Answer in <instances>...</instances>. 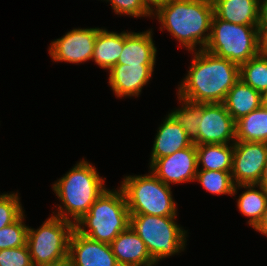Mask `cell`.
<instances>
[{"label": "cell", "instance_id": "cell-23", "mask_svg": "<svg viewBox=\"0 0 267 266\" xmlns=\"http://www.w3.org/2000/svg\"><path fill=\"white\" fill-rule=\"evenodd\" d=\"M236 141L267 143V108H259L236 121Z\"/></svg>", "mask_w": 267, "mask_h": 266}, {"label": "cell", "instance_id": "cell-30", "mask_svg": "<svg viewBox=\"0 0 267 266\" xmlns=\"http://www.w3.org/2000/svg\"><path fill=\"white\" fill-rule=\"evenodd\" d=\"M0 266H32L27 244L21 247L0 250Z\"/></svg>", "mask_w": 267, "mask_h": 266}, {"label": "cell", "instance_id": "cell-26", "mask_svg": "<svg viewBox=\"0 0 267 266\" xmlns=\"http://www.w3.org/2000/svg\"><path fill=\"white\" fill-rule=\"evenodd\" d=\"M182 103L181 107L171 110L169 113L173 119L183 127L188 137L194 142L198 138L199 130V104L190 103L182 99H177Z\"/></svg>", "mask_w": 267, "mask_h": 266}, {"label": "cell", "instance_id": "cell-37", "mask_svg": "<svg viewBox=\"0 0 267 266\" xmlns=\"http://www.w3.org/2000/svg\"><path fill=\"white\" fill-rule=\"evenodd\" d=\"M263 105L267 108V92L263 94Z\"/></svg>", "mask_w": 267, "mask_h": 266}, {"label": "cell", "instance_id": "cell-10", "mask_svg": "<svg viewBox=\"0 0 267 266\" xmlns=\"http://www.w3.org/2000/svg\"><path fill=\"white\" fill-rule=\"evenodd\" d=\"M100 28H74L51 42L48 52L54 62L81 64L92 59Z\"/></svg>", "mask_w": 267, "mask_h": 266}, {"label": "cell", "instance_id": "cell-6", "mask_svg": "<svg viewBox=\"0 0 267 266\" xmlns=\"http://www.w3.org/2000/svg\"><path fill=\"white\" fill-rule=\"evenodd\" d=\"M120 188L130 215L177 216V203L171 186L164 184L151 171L145 175L125 176Z\"/></svg>", "mask_w": 267, "mask_h": 266}, {"label": "cell", "instance_id": "cell-12", "mask_svg": "<svg viewBox=\"0 0 267 266\" xmlns=\"http://www.w3.org/2000/svg\"><path fill=\"white\" fill-rule=\"evenodd\" d=\"M149 167L166 185L194 182L198 170L196 145L193 143L172 155L156 159Z\"/></svg>", "mask_w": 267, "mask_h": 266}, {"label": "cell", "instance_id": "cell-19", "mask_svg": "<svg viewBox=\"0 0 267 266\" xmlns=\"http://www.w3.org/2000/svg\"><path fill=\"white\" fill-rule=\"evenodd\" d=\"M223 104L231 117L237 121L263 104V95L239 79L227 92Z\"/></svg>", "mask_w": 267, "mask_h": 266}, {"label": "cell", "instance_id": "cell-22", "mask_svg": "<svg viewBox=\"0 0 267 266\" xmlns=\"http://www.w3.org/2000/svg\"><path fill=\"white\" fill-rule=\"evenodd\" d=\"M198 170L231 172L233 163V144L196 145ZM200 164L202 168H200ZM200 168V169H199Z\"/></svg>", "mask_w": 267, "mask_h": 266}, {"label": "cell", "instance_id": "cell-33", "mask_svg": "<svg viewBox=\"0 0 267 266\" xmlns=\"http://www.w3.org/2000/svg\"><path fill=\"white\" fill-rule=\"evenodd\" d=\"M169 0H142L146 8L153 14L160 6L166 4Z\"/></svg>", "mask_w": 267, "mask_h": 266}, {"label": "cell", "instance_id": "cell-14", "mask_svg": "<svg viewBox=\"0 0 267 266\" xmlns=\"http://www.w3.org/2000/svg\"><path fill=\"white\" fill-rule=\"evenodd\" d=\"M155 65L116 64L108 73V83L117 98L139 97L153 76Z\"/></svg>", "mask_w": 267, "mask_h": 266}, {"label": "cell", "instance_id": "cell-35", "mask_svg": "<svg viewBox=\"0 0 267 266\" xmlns=\"http://www.w3.org/2000/svg\"><path fill=\"white\" fill-rule=\"evenodd\" d=\"M258 184L267 191V161Z\"/></svg>", "mask_w": 267, "mask_h": 266}, {"label": "cell", "instance_id": "cell-28", "mask_svg": "<svg viewBox=\"0 0 267 266\" xmlns=\"http://www.w3.org/2000/svg\"><path fill=\"white\" fill-rule=\"evenodd\" d=\"M18 192L0 194V229L18 220L25 212Z\"/></svg>", "mask_w": 267, "mask_h": 266}, {"label": "cell", "instance_id": "cell-17", "mask_svg": "<svg viewBox=\"0 0 267 266\" xmlns=\"http://www.w3.org/2000/svg\"><path fill=\"white\" fill-rule=\"evenodd\" d=\"M124 31V48L117 64L123 65H155L157 47L153 41V33Z\"/></svg>", "mask_w": 267, "mask_h": 266}, {"label": "cell", "instance_id": "cell-18", "mask_svg": "<svg viewBox=\"0 0 267 266\" xmlns=\"http://www.w3.org/2000/svg\"><path fill=\"white\" fill-rule=\"evenodd\" d=\"M214 15L237 25H258L259 0H212Z\"/></svg>", "mask_w": 267, "mask_h": 266}, {"label": "cell", "instance_id": "cell-2", "mask_svg": "<svg viewBox=\"0 0 267 266\" xmlns=\"http://www.w3.org/2000/svg\"><path fill=\"white\" fill-rule=\"evenodd\" d=\"M213 15L212 0H169L152 17L161 24V31L167 30L181 47L193 52L207 45Z\"/></svg>", "mask_w": 267, "mask_h": 266}, {"label": "cell", "instance_id": "cell-3", "mask_svg": "<svg viewBox=\"0 0 267 266\" xmlns=\"http://www.w3.org/2000/svg\"><path fill=\"white\" fill-rule=\"evenodd\" d=\"M104 183L105 178L99 175L91 163L85 159L80 160L52 184V190L62 204L58 205V212L54 211L52 215L75 224L106 191Z\"/></svg>", "mask_w": 267, "mask_h": 266}, {"label": "cell", "instance_id": "cell-1", "mask_svg": "<svg viewBox=\"0 0 267 266\" xmlns=\"http://www.w3.org/2000/svg\"><path fill=\"white\" fill-rule=\"evenodd\" d=\"M191 53L194 57L178 85L177 98L194 104L223 103L227 92L240 79L239 65L205 49Z\"/></svg>", "mask_w": 267, "mask_h": 266}, {"label": "cell", "instance_id": "cell-15", "mask_svg": "<svg viewBox=\"0 0 267 266\" xmlns=\"http://www.w3.org/2000/svg\"><path fill=\"white\" fill-rule=\"evenodd\" d=\"M112 252L119 266H155L145 243L131 229L121 232L111 243Z\"/></svg>", "mask_w": 267, "mask_h": 266}, {"label": "cell", "instance_id": "cell-20", "mask_svg": "<svg viewBox=\"0 0 267 266\" xmlns=\"http://www.w3.org/2000/svg\"><path fill=\"white\" fill-rule=\"evenodd\" d=\"M124 48V31L110 32L101 28L95 40L92 61L108 72L117 64Z\"/></svg>", "mask_w": 267, "mask_h": 266}, {"label": "cell", "instance_id": "cell-27", "mask_svg": "<svg viewBox=\"0 0 267 266\" xmlns=\"http://www.w3.org/2000/svg\"><path fill=\"white\" fill-rule=\"evenodd\" d=\"M25 214L12 224L0 229V250L16 248L26 245L28 227Z\"/></svg>", "mask_w": 267, "mask_h": 266}, {"label": "cell", "instance_id": "cell-34", "mask_svg": "<svg viewBox=\"0 0 267 266\" xmlns=\"http://www.w3.org/2000/svg\"><path fill=\"white\" fill-rule=\"evenodd\" d=\"M254 230L257 232H260L261 234L265 235L267 237V206L264 211L263 217L261 221L257 224V226L254 228Z\"/></svg>", "mask_w": 267, "mask_h": 266}, {"label": "cell", "instance_id": "cell-9", "mask_svg": "<svg viewBox=\"0 0 267 266\" xmlns=\"http://www.w3.org/2000/svg\"><path fill=\"white\" fill-rule=\"evenodd\" d=\"M235 142L236 121L227 112L224 104L200 103L198 138L193 143L202 145Z\"/></svg>", "mask_w": 267, "mask_h": 266}, {"label": "cell", "instance_id": "cell-8", "mask_svg": "<svg viewBox=\"0 0 267 266\" xmlns=\"http://www.w3.org/2000/svg\"><path fill=\"white\" fill-rule=\"evenodd\" d=\"M74 224L51 216L38 229L28 227L27 246L32 264L68 261Z\"/></svg>", "mask_w": 267, "mask_h": 266}, {"label": "cell", "instance_id": "cell-7", "mask_svg": "<svg viewBox=\"0 0 267 266\" xmlns=\"http://www.w3.org/2000/svg\"><path fill=\"white\" fill-rule=\"evenodd\" d=\"M204 49L240 66L260 53L258 25H237L213 15L209 41Z\"/></svg>", "mask_w": 267, "mask_h": 266}, {"label": "cell", "instance_id": "cell-11", "mask_svg": "<svg viewBox=\"0 0 267 266\" xmlns=\"http://www.w3.org/2000/svg\"><path fill=\"white\" fill-rule=\"evenodd\" d=\"M233 145V183L258 184L267 161V143L236 141Z\"/></svg>", "mask_w": 267, "mask_h": 266}, {"label": "cell", "instance_id": "cell-29", "mask_svg": "<svg viewBox=\"0 0 267 266\" xmlns=\"http://www.w3.org/2000/svg\"><path fill=\"white\" fill-rule=\"evenodd\" d=\"M105 1V0H104ZM110 2L116 15L132 17H151L152 13L146 8L142 0H106Z\"/></svg>", "mask_w": 267, "mask_h": 266}, {"label": "cell", "instance_id": "cell-21", "mask_svg": "<svg viewBox=\"0 0 267 266\" xmlns=\"http://www.w3.org/2000/svg\"><path fill=\"white\" fill-rule=\"evenodd\" d=\"M240 188H244L246 190L238 196V199L236 200L237 208L242 215L249 218L247 220V224L254 229L261 221L266 209L267 191L259 184H241L234 187L233 196Z\"/></svg>", "mask_w": 267, "mask_h": 266}, {"label": "cell", "instance_id": "cell-32", "mask_svg": "<svg viewBox=\"0 0 267 266\" xmlns=\"http://www.w3.org/2000/svg\"><path fill=\"white\" fill-rule=\"evenodd\" d=\"M258 24H267V0H259Z\"/></svg>", "mask_w": 267, "mask_h": 266}, {"label": "cell", "instance_id": "cell-4", "mask_svg": "<svg viewBox=\"0 0 267 266\" xmlns=\"http://www.w3.org/2000/svg\"><path fill=\"white\" fill-rule=\"evenodd\" d=\"M129 210L122 189H106L74 229L88 238L110 244L129 227Z\"/></svg>", "mask_w": 267, "mask_h": 266}, {"label": "cell", "instance_id": "cell-5", "mask_svg": "<svg viewBox=\"0 0 267 266\" xmlns=\"http://www.w3.org/2000/svg\"><path fill=\"white\" fill-rule=\"evenodd\" d=\"M177 216L130 215L131 228L145 243L156 264L160 260L184 251L188 231L175 221Z\"/></svg>", "mask_w": 267, "mask_h": 266}, {"label": "cell", "instance_id": "cell-16", "mask_svg": "<svg viewBox=\"0 0 267 266\" xmlns=\"http://www.w3.org/2000/svg\"><path fill=\"white\" fill-rule=\"evenodd\" d=\"M192 144L183 127L168 113L157 129L149 163L151 165L156 159L172 155Z\"/></svg>", "mask_w": 267, "mask_h": 266}, {"label": "cell", "instance_id": "cell-36", "mask_svg": "<svg viewBox=\"0 0 267 266\" xmlns=\"http://www.w3.org/2000/svg\"><path fill=\"white\" fill-rule=\"evenodd\" d=\"M32 266H70L69 261H56L51 263L32 264Z\"/></svg>", "mask_w": 267, "mask_h": 266}, {"label": "cell", "instance_id": "cell-24", "mask_svg": "<svg viewBox=\"0 0 267 266\" xmlns=\"http://www.w3.org/2000/svg\"><path fill=\"white\" fill-rule=\"evenodd\" d=\"M240 79L262 95L267 92V55L259 53L239 66Z\"/></svg>", "mask_w": 267, "mask_h": 266}, {"label": "cell", "instance_id": "cell-31", "mask_svg": "<svg viewBox=\"0 0 267 266\" xmlns=\"http://www.w3.org/2000/svg\"><path fill=\"white\" fill-rule=\"evenodd\" d=\"M259 52L267 55V24H258Z\"/></svg>", "mask_w": 267, "mask_h": 266}, {"label": "cell", "instance_id": "cell-25", "mask_svg": "<svg viewBox=\"0 0 267 266\" xmlns=\"http://www.w3.org/2000/svg\"><path fill=\"white\" fill-rule=\"evenodd\" d=\"M195 181L199 182L205 190L213 195H231L235 184L231 172L197 170Z\"/></svg>", "mask_w": 267, "mask_h": 266}, {"label": "cell", "instance_id": "cell-13", "mask_svg": "<svg viewBox=\"0 0 267 266\" xmlns=\"http://www.w3.org/2000/svg\"><path fill=\"white\" fill-rule=\"evenodd\" d=\"M70 266H119L110 244L83 236L75 229L69 241Z\"/></svg>", "mask_w": 267, "mask_h": 266}]
</instances>
